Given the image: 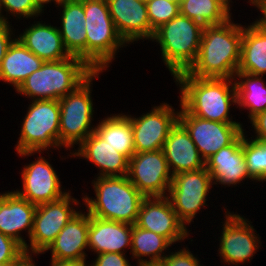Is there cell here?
<instances>
[{
	"label": "cell",
	"mask_w": 266,
	"mask_h": 266,
	"mask_svg": "<svg viewBox=\"0 0 266 266\" xmlns=\"http://www.w3.org/2000/svg\"><path fill=\"white\" fill-rule=\"evenodd\" d=\"M172 79L178 88V101L188 113L215 122L242 123L230 114L237 108L234 79L199 78L186 71Z\"/></svg>",
	"instance_id": "1"
},
{
	"label": "cell",
	"mask_w": 266,
	"mask_h": 266,
	"mask_svg": "<svg viewBox=\"0 0 266 266\" xmlns=\"http://www.w3.org/2000/svg\"><path fill=\"white\" fill-rule=\"evenodd\" d=\"M234 15L219 25L204 26L198 56L186 71L199 78L234 79L240 63L242 24Z\"/></svg>",
	"instance_id": "2"
},
{
	"label": "cell",
	"mask_w": 266,
	"mask_h": 266,
	"mask_svg": "<svg viewBox=\"0 0 266 266\" xmlns=\"http://www.w3.org/2000/svg\"><path fill=\"white\" fill-rule=\"evenodd\" d=\"M94 197L81 194L83 208L94 217L134 225L145 198L126 176L93 177Z\"/></svg>",
	"instance_id": "3"
},
{
	"label": "cell",
	"mask_w": 266,
	"mask_h": 266,
	"mask_svg": "<svg viewBox=\"0 0 266 266\" xmlns=\"http://www.w3.org/2000/svg\"><path fill=\"white\" fill-rule=\"evenodd\" d=\"M104 71H94L73 92L60 98L59 146L67 153L60 155V161L72 158L75 150L95 129V104L93 102V85L101 79ZM97 79V80H96ZM94 82V84H93ZM94 124V125H93ZM69 151V153H68Z\"/></svg>",
	"instance_id": "4"
},
{
	"label": "cell",
	"mask_w": 266,
	"mask_h": 266,
	"mask_svg": "<svg viewBox=\"0 0 266 266\" xmlns=\"http://www.w3.org/2000/svg\"><path fill=\"white\" fill-rule=\"evenodd\" d=\"M94 71L79 57L45 61L15 91L21 97L34 100H59L73 92Z\"/></svg>",
	"instance_id": "5"
},
{
	"label": "cell",
	"mask_w": 266,
	"mask_h": 266,
	"mask_svg": "<svg viewBox=\"0 0 266 266\" xmlns=\"http://www.w3.org/2000/svg\"><path fill=\"white\" fill-rule=\"evenodd\" d=\"M204 26L179 14L154 31L149 42L160 46L161 62L174 78L195 62Z\"/></svg>",
	"instance_id": "6"
},
{
	"label": "cell",
	"mask_w": 266,
	"mask_h": 266,
	"mask_svg": "<svg viewBox=\"0 0 266 266\" xmlns=\"http://www.w3.org/2000/svg\"><path fill=\"white\" fill-rule=\"evenodd\" d=\"M84 12L87 65L93 71L106 72L120 57L118 53L130 46L116 30L107 0H84Z\"/></svg>",
	"instance_id": "7"
},
{
	"label": "cell",
	"mask_w": 266,
	"mask_h": 266,
	"mask_svg": "<svg viewBox=\"0 0 266 266\" xmlns=\"http://www.w3.org/2000/svg\"><path fill=\"white\" fill-rule=\"evenodd\" d=\"M25 115L18 126L19 137L16 153L51 152L61 154L59 146L60 106L58 100H34L28 102ZM50 149V150H49Z\"/></svg>",
	"instance_id": "8"
},
{
	"label": "cell",
	"mask_w": 266,
	"mask_h": 266,
	"mask_svg": "<svg viewBox=\"0 0 266 266\" xmlns=\"http://www.w3.org/2000/svg\"><path fill=\"white\" fill-rule=\"evenodd\" d=\"M228 206L221 207L223 218L216 228L219 230V237L216 239L217 257L223 266H241L251 263L255 254L261 250V236L252 225V221L237 211H230ZM222 228H221V227ZM221 228V229H220Z\"/></svg>",
	"instance_id": "9"
},
{
	"label": "cell",
	"mask_w": 266,
	"mask_h": 266,
	"mask_svg": "<svg viewBox=\"0 0 266 266\" xmlns=\"http://www.w3.org/2000/svg\"><path fill=\"white\" fill-rule=\"evenodd\" d=\"M44 153L46 152L16 153L20 158L27 160L29 156L32 158L36 156L32 162L25 163L19 172L22 188L16 187V190L13 188L20 197L36 206L59 200L71 191L69 188L63 187L60 174L53 167L54 165L50 164L53 162H51L52 157L49 155V151L46 153L48 154L47 157L42 156Z\"/></svg>",
	"instance_id": "10"
},
{
	"label": "cell",
	"mask_w": 266,
	"mask_h": 266,
	"mask_svg": "<svg viewBox=\"0 0 266 266\" xmlns=\"http://www.w3.org/2000/svg\"><path fill=\"white\" fill-rule=\"evenodd\" d=\"M213 190L215 188L206 167L173 176L167 197L178 219L188 230L194 220H198V214L209 208L208 201L213 200L210 196Z\"/></svg>",
	"instance_id": "11"
},
{
	"label": "cell",
	"mask_w": 266,
	"mask_h": 266,
	"mask_svg": "<svg viewBox=\"0 0 266 266\" xmlns=\"http://www.w3.org/2000/svg\"><path fill=\"white\" fill-rule=\"evenodd\" d=\"M71 191L59 200L36 207L33 230L24 248L25 252L43 253L63 227L83 208V201Z\"/></svg>",
	"instance_id": "12"
},
{
	"label": "cell",
	"mask_w": 266,
	"mask_h": 266,
	"mask_svg": "<svg viewBox=\"0 0 266 266\" xmlns=\"http://www.w3.org/2000/svg\"><path fill=\"white\" fill-rule=\"evenodd\" d=\"M179 111L172 104L162 101L151 105L150 111L140 116L125 112L132 125L135 153L161 150L170 130L178 122Z\"/></svg>",
	"instance_id": "13"
},
{
	"label": "cell",
	"mask_w": 266,
	"mask_h": 266,
	"mask_svg": "<svg viewBox=\"0 0 266 266\" xmlns=\"http://www.w3.org/2000/svg\"><path fill=\"white\" fill-rule=\"evenodd\" d=\"M178 122L189 133L201 157L206 161L221 148L232 144L243 132V123H222L201 119L188 113L180 103Z\"/></svg>",
	"instance_id": "14"
},
{
	"label": "cell",
	"mask_w": 266,
	"mask_h": 266,
	"mask_svg": "<svg viewBox=\"0 0 266 266\" xmlns=\"http://www.w3.org/2000/svg\"><path fill=\"white\" fill-rule=\"evenodd\" d=\"M127 177L144 197H164L173 175L161 149L134 153L129 159Z\"/></svg>",
	"instance_id": "15"
},
{
	"label": "cell",
	"mask_w": 266,
	"mask_h": 266,
	"mask_svg": "<svg viewBox=\"0 0 266 266\" xmlns=\"http://www.w3.org/2000/svg\"><path fill=\"white\" fill-rule=\"evenodd\" d=\"M135 224L140 228L165 237L173 247L183 245L182 242L185 243L186 239L187 241L190 240L188 244L194 242V238H191L192 229L188 230L178 219L177 213L173 210L167 196L145 197L139 208Z\"/></svg>",
	"instance_id": "16"
},
{
	"label": "cell",
	"mask_w": 266,
	"mask_h": 266,
	"mask_svg": "<svg viewBox=\"0 0 266 266\" xmlns=\"http://www.w3.org/2000/svg\"><path fill=\"white\" fill-rule=\"evenodd\" d=\"M205 167L211 175L213 187L221 185L224 188L230 186L231 189L236 186L242 188L248 181H253V185L256 184L247 171L243 153V133L232 144L221 148L208 158Z\"/></svg>",
	"instance_id": "17"
},
{
	"label": "cell",
	"mask_w": 266,
	"mask_h": 266,
	"mask_svg": "<svg viewBox=\"0 0 266 266\" xmlns=\"http://www.w3.org/2000/svg\"><path fill=\"white\" fill-rule=\"evenodd\" d=\"M117 32L130 46L152 39L146 2L140 0H107Z\"/></svg>",
	"instance_id": "18"
},
{
	"label": "cell",
	"mask_w": 266,
	"mask_h": 266,
	"mask_svg": "<svg viewBox=\"0 0 266 266\" xmlns=\"http://www.w3.org/2000/svg\"><path fill=\"white\" fill-rule=\"evenodd\" d=\"M36 207L20 197L14 190L1 191L0 232L13 238L25 248L33 230Z\"/></svg>",
	"instance_id": "19"
},
{
	"label": "cell",
	"mask_w": 266,
	"mask_h": 266,
	"mask_svg": "<svg viewBox=\"0 0 266 266\" xmlns=\"http://www.w3.org/2000/svg\"><path fill=\"white\" fill-rule=\"evenodd\" d=\"M41 19V20H40ZM47 21V22H46ZM43 21L40 17L31 19L24 29L17 28L16 38L32 53L44 61H59L71 57L66 50L61 34L55 22ZM27 26V27H26ZM21 29L23 31H21ZM19 30V31H18Z\"/></svg>",
	"instance_id": "20"
},
{
	"label": "cell",
	"mask_w": 266,
	"mask_h": 266,
	"mask_svg": "<svg viewBox=\"0 0 266 266\" xmlns=\"http://www.w3.org/2000/svg\"><path fill=\"white\" fill-rule=\"evenodd\" d=\"M72 158L92 163L97 169L95 177L126 176L129 160L94 131L71 152Z\"/></svg>",
	"instance_id": "21"
},
{
	"label": "cell",
	"mask_w": 266,
	"mask_h": 266,
	"mask_svg": "<svg viewBox=\"0 0 266 266\" xmlns=\"http://www.w3.org/2000/svg\"><path fill=\"white\" fill-rule=\"evenodd\" d=\"M132 224L105 220L89 215L88 249L101 253L130 254ZM129 252V253H127Z\"/></svg>",
	"instance_id": "22"
},
{
	"label": "cell",
	"mask_w": 266,
	"mask_h": 266,
	"mask_svg": "<svg viewBox=\"0 0 266 266\" xmlns=\"http://www.w3.org/2000/svg\"><path fill=\"white\" fill-rule=\"evenodd\" d=\"M56 8L60 16L55 17L59 18L55 23L59 22L57 27L66 50L87 64L84 0H63Z\"/></svg>",
	"instance_id": "23"
},
{
	"label": "cell",
	"mask_w": 266,
	"mask_h": 266,
	"mask_svg": "<svg viewBox=\"0 0 266 266\" xmlns=\"http://www.w3.org/2000/svg\"><path fill=\"white\" fill-rule=\"evenodd\" d=\"M89 214L81 209L58 233L55 240L42 253H51L52 260L87 259Z\"/></svg>",
	"instance_id": "24"
},
{
	"label": "cell",
	"mask_w": 266,
	"mask_h": 266,
	"mask_svg": "<svg viewBox=\"0 0 266 266\" xmlns=\"http://www.w3.org/2000/svg\"><path fill=\"white\" fill-rule=\"evenodd\" d=\"M171 174L196 171L205 167L196 145L186 129L177 122L162 148Z\"/></svg>",
	"instance_id": "25"
},
{
	"label": "cell",
	"mask_w": 266,
	"mask_h": 266,
	"mask_svg": "<svg viewBox=\"0 0 266 266\" xmlns=\"http://www.w3.org/2000/svg\"><path fill=\"white\" fill-rule=\"evenodd\" d=\"M45 61L27 49L17 38L9 46L0 65V81L16 91Z\"/></svg>",
	"instance_id": "26"
},
{
	"label": "cell",
	"mask_w": 266,
	"mask_h": 266,
	"mask_svg": "<svg viewBox=\"0 0 266 266\" xmlns=\"http://www.w3.org/2000/svg\"><path fill=\"white\" fill-rule=\"evenodd\" d=\"M243 26L240 63L237 72L266 75V33L253 22Z\"/></svg>",
	"instance_id": "27"
},
{
	"label": "cell",
	"mask_w": 266,
	"mask_h": 266,
	"mask_svg": "<svg viewBox=\"0 0 266 266\" xmlns=\"http://www.w3.org/2000/svg\"><path fill=\"white\" fill-rule=\"evenodd\" d=\"M98 119L94 132L129 160L135 153L130 119L122 111Z\"/></svg>",
	"instance_id": "28"
},
{
	"label": "cell",
	"mask_w": 266,
	"mask_h": 266,
	"mask_svg": "<svg viewBox=\"0 0 266 266\" xmlns=\"http://www.w3.org/2000/svg\"><path fill=\"white\" fill-rule=\"evenodd\" d=\"M263 77L245 72L235 74L236 109L242 114H244L243 110L245 112L247 110L246 119L250 120L256 114L266 110V81Z\"/></svg>",
	"instance_id": "29"
},
{
	"label": "cell",
	"mask_w": 266,
	"mask_h": 266,
	"mask_svg": "<svg viewBox=\"0 0 266 266\" xmlns=\"http://www.w3.org/2000/svg\"><path fill=\"white\" fill-rule=\"evenodd\" d=\"M172 244L163 236L132 225L131 261L136 265L140 263L161 262L169 253Z\"/></svg>",
	"instance_id": "30"
},
{
	"label": "cell",
	"mask_w": 266,
	"mask_h": 266,
	"mask_svg": "<svg viewBox=\"0 0 266 266\" xmlns=\"http://www.w3.org/2000/svg\"><path fill=\"white\" fill-rule=\"evenodd\" d=\"M180 14L203 26L219 25L231 16L213 0H181Z\"/></svg>",
	"instance_id": "31"
},
{
	"label": "cell",
	"mask_w": 266,
	"mask_h": 266,
	"mask_svg": "<svg viewBox=\"0 0 266 266\" xmlns=\"http://www.w3.org/2000/svg\"><path fill=\"white\" fill-rule=\"evenodd\" d=\"M243 153L250 177L258 185L266 183V141L256 140L243 132Z\"/></svg>",
	"instance_id": "32"
},
{
	"label": "cell",
	"mask_w": 266,
	"mask_h": 266,
	"mask_svg": "<svg viewBox=\"0 0 266 266\" xmlns=\"http://www.w3.org/2000/svg\"><path fill=\"white\" fill-rule=\"evenodd\" d=\"M0 14L5 23H12L10 19L14 17L13 21H21L22 25L24 22L27 23V20H34L46 15L35 0H0Z\"/></svg>",
	"instance_id": "33"
},
{
	"label": "cell",
	"mask_w": 266,
	"mask_h": 266,
	"mask_svg": "<svg viewBox=\"0 0 266 266\" xmlns=\"http://www.w3.org/2000/svg\"><path fill=\"white\" fill-rule=\"evenodd\" d=\"M146 6L152 37L156 29L180 14L179 4L168 0H148Z\"/></svg>",
	"instance_id": "34"
},
{
	"label": "cell",
	"mask_w": 266,
	"mask_h": 266,
	"mask_svg": "<svg viewBox=\"0 0 266 266\" xmlns=\"http://www.w3.org/2000/svg\"><path fill=\"white\" fill-rule=\"evenodd\" d=\"M196 254L197 253L194 254V251L190 250L188 244L180 245L178 249L175 246L163 258L161 263L164 266H205L198 254Z\"/></svg>",
	"instance_id": "35"
},
{
	"label": "cell",
	"mask_w": 266,
	"mask_h": 266,
	"mask_svg": "<svg viewBox=\"0 0 266 266\" xmlns=\"http://www.w3.org/2000/svg\"><path fill=\"white\" fill-rule=\"evenodd\" d=\"M23 252L24 248L17 241L0 232V264L13 263Z\"/></svg>",
	"instance_id": "36"
},
{
	"label": "cell",
	"mask_w": 266,
	"mask_h": 266,
	"mask_svg": "<svg viewBox=\"0 0 266 266\" xmlns=\"http://www.w3.org/2000/svg\"><path fill=\"white\" fill-rule=\"evenodd\" d=\"M93 256L95 258L92 261H89L90 266H136L135 263L130 261L131 257L128 258L127 254L101 253Z\"/></svg>",
	"instance_id": "37"
},
{
	"label": "cell",
	"mask_w": 266,
	"mask_h": 266,
	"mask_svg": "<svg viewBox=\"0 0 266 266\" xmlns=\"http://www.w3.org/2000/svg\"><path fill=\"white\" fill-rule=\"evenodd\" d=\"M246 121H248V124L250 123L251 129L250 131L249 130L247 131L246 129H244V132L245 133L249 132L248 136H251V138H254L260 141H266V110L256 114L250 120H246Z\"/></svg>",
	"instance_id": "38"
},
{
	"label": "cell",
	"mask_w": 266,
	"mask_h": 266,
	"mask_svg": "<svg viewBox=\"0 0 266 266\" xmlns=\"http://www.w3.org/2000/svg\"><path fill=\"white\" fill-rule=\"evenodd\" d=\"M16 38V28L12 23H4L0 27V65L11 43Z\"/></svg>",
	"instance_id": "39"
},
{
	"label": "cell",
	"mask_w": 266,
	"mask_h": 266,
	"mask_svg": "<svg viewBox=\"0 0 266 266\" xmlns=\"http://www.w3.org/2000/svg\"><path fill=\"white\" fill-rule=\"evenodd\" d=\"M250 7H255V11H259L256 19L252 20L253 23L266 33V0H247Z\"/></svg>",
	"instance_id": "40"
},
{
	"label": "cell",
	"mask_w": 266,
	"mask_h": 266,
	"mask_svg": "<svg viewBox=\"0 0 266 266\" xmlns=\"http://www.w3.org/2000/svg\"><path fill=\"white\" fill-rule=\"evenodd\" d=\"M43 255L42 253L23 252L13 263L12 266H37V261L34 257ZM36 261V262H35Z\"/></svg>",
	"instance_id": "41"
},
{
	"label": "cell",
	"mask_w": 266,
	"mask_h": 266,
	"mask_svg": "<svg viewBox=\"0 0 266 266\" xmlns=\"http://www.w3.org/2000/svg\"><path fill=\"white\" fill-rule=\"evenodd\" d=\"M50 266H90L89 260H52L49 261Z\"/></svg>",
	"instance_id": "42"
},
{
	"label": "cell",
	"mask_w": 266,
	"mask_h": 266,
	"mask_svg": "<svg viewBox=\"0 0 266 266\" xmlns=\"http://www.w3.org/2000/svg\"><path fill=\"white\" fill-rule=\"evenodd\" d=\"M39 8L45 13H47V6L55 5V8L63 1V0H35ZM49 4V5H48ZM46 10V11H45Z\"/></svg>",
	"instance_id": "43"
},
{
	"label": "cell",
	"mask_w": 266,
	"mask_h": 266,
	"mask_svg": "<svg viewBox=\"0 0 266 266\" xmlns=\"http://www.w3.org/2000/svg\"><path fill=\"white\" fill-rule=\"evenodd\" d=\"M213 1L218 3L232 17L233 13L231 11L233 10L232 8L234 6L233 4L236 3V1L235 2L233 0H213Z\"/></svg>",
	"instance_id": "44"
},
{
	"label": "cell",
	"mask_w": 266,
	"mask_h": 266,
	"mask_svg": "<svg viewBox=\"0 0 266 266\" xmlns=\"http://www.w3.org/2000/svg\"><path fill=\"white\" fill-rule=\"evenodd\" d=\"M136 266H164L161 262L140 263Z\"/></svg>",
	"instance_id": "45"
},
{
	"label": "cell",
	"mask_w": 266,
	"mask_h": 266,
	"mask_svg": "<svg viewBox=\"0 0 266 266\" xmlns=\"http://www.w3.org/2000/svg\"><path fill=\"white\" fill-rule=\"evenodd\" d=\"M169 2H172V3H177V4H179L180 5V2H181V0H168Z\"/></svg>",
	"instance_id": "46"
},
{
	"label": "cell",
	"mask_w": 266,
	"mask_h": 266,
	"mask_svg": "<svg viewBox=\"0 0 266 266\" xmlns=\"http://www.w3.org/2000/svg\"><path fill=\"white\" fill-rule=\"evenodd\" d=\"M0 266H12V263H2Z\"/></svg>",
	"instance_id": "47"
},
{
	"label": "cell",
	"mask_w": 266,
	"mask_h": 266,
	"mask_svg": "<svg viewBox=\"0 0 266 266\" xmlns=\"http://www.w3.org/2000/svg\"><path fill=\"white\" fill-rule=\"evenodd\" d=\"M5 22L3 21L1 14H0V27L4 24Z\"/></svg>",
	"instance_id": "48"
}]
</instances>
